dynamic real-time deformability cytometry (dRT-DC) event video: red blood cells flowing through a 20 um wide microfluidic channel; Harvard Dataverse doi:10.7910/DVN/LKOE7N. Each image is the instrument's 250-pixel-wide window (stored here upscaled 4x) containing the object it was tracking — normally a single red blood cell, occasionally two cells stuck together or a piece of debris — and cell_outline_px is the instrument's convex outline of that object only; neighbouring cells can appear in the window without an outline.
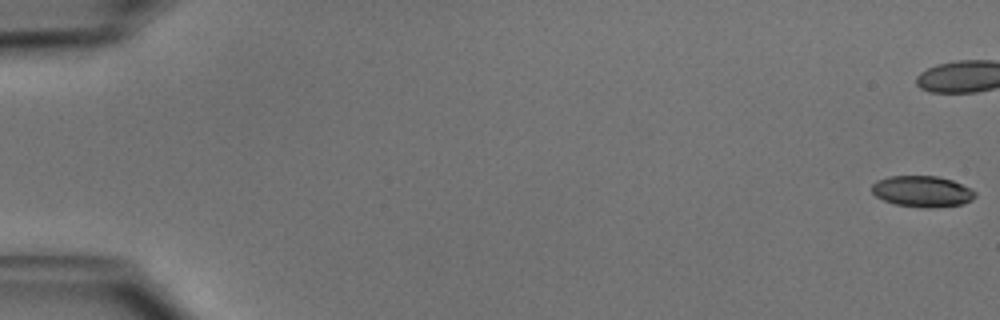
{"species": "common noctule bat (a hibernating species)", "species_latin": "Nyctalus noctula", "temperature_condition": "cold", "stored_images_in_passage": 52, "camera_frame_rate_fps": 3000, "um_per_image_px": 0.085, "animal": {"sex": "male", "body_mass_g": 15.6}, "frame": {"image": 1, "passage_image": 1, "time_ms": 0.0, "image_size_px": [1000, 320], "cell_outline_px": [[976, 196], [972, 200], [964, 204], [932, 208], [924, 208], [896, 204], [884, 200], [876, 196], [872, 192], [872, 184], [876, 180], [888, 176], [936, 176], [952, 180], [972, 188], [976, 192]], "centroid_in_image_um": [78.42, 16.27], "position_along_channel_um": 6.6, "area_um2": 18.9}}
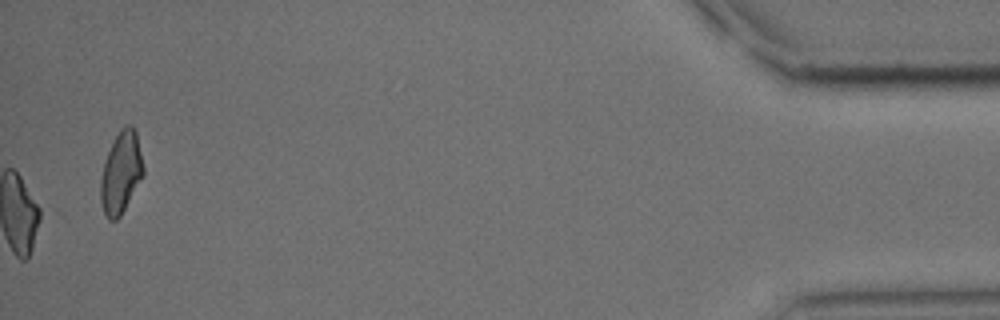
{"frame": {"image": 2, "passage_image": 52, "time_ms": 17.0, "image_size_px": [1000, 320], "cell_outline_px": [[144, 176], [120, 216], [116, 220], [108, 220], [104, 212], [100, 200], [100, 180], [104, 160], [120, 128], [128, 124], [132, 124], [136, 132], [144, 168]], "centroid_in_image_um": [10.29, 14.67], "position_along_channel_um": 424.9, "area_um2": 20.4}, "authors_computed_cell_mechanics": {"area_um2": 19.5942, "velocity_mm_per_s": 4.0099, "shape_relaxation_time_tau1_ms": null, "shape_relaxation_time_tau2_ms": 6.2536, "deformation_change_tau1": null, "deformation_change_tau2": 0.1063}}